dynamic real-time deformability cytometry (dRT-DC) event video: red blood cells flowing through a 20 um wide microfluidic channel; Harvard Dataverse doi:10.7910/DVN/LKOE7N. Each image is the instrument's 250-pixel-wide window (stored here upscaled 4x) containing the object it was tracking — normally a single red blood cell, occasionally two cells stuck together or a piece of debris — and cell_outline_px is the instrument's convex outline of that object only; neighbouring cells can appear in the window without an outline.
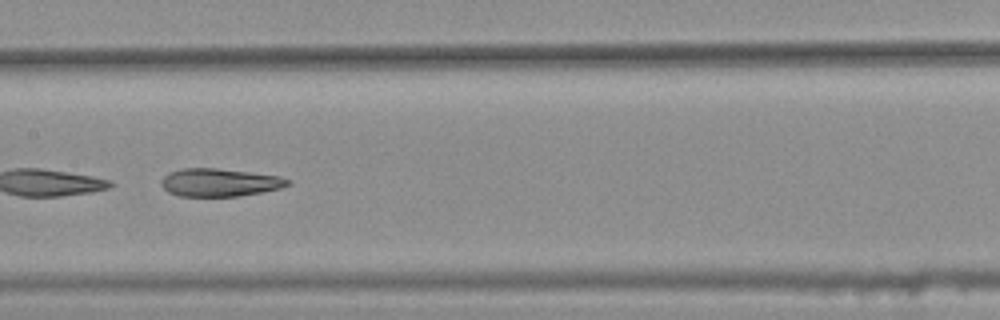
{"species": "common noctule bat (a hibernating species)", "species_latin": "Nyctalus noctula", "temperature_condition": "warm", "stored_images_in_passage": 44, "camera_frame_rate_fps": 3000, "um_per_image_px": 0.085, "animal": {"sex": "female", "body_mass_g": 25.1}, "frame": {"image": 1, "passage_image": 26, "time_ms": 8.333, "image_size_px": [1000, 320], "cell_outline_px": [[292, 184], [280, 188], [240, 196], [180, 196], [168, 192], [160, 184], [160, 180], [168, 172], [184, 168], [216, 168], [280, 176], [292, 180]], "centroid_in_image_um": [18.66, 15.51], "position_along_channel_um": 188.7, "area_um2": 20.63}, "authors_computed_cell_mechanics": {"area_um2": 21.964, "velocity_mm_per_s": 3.7775, "shape_relaxation_time_tau1_ms": 3.4099, "shape_relaxation_time_tau2_ms": 2.6906, "deformation_change_tau1": 0.2604, "deformation_change_tau2": 0.1153}}